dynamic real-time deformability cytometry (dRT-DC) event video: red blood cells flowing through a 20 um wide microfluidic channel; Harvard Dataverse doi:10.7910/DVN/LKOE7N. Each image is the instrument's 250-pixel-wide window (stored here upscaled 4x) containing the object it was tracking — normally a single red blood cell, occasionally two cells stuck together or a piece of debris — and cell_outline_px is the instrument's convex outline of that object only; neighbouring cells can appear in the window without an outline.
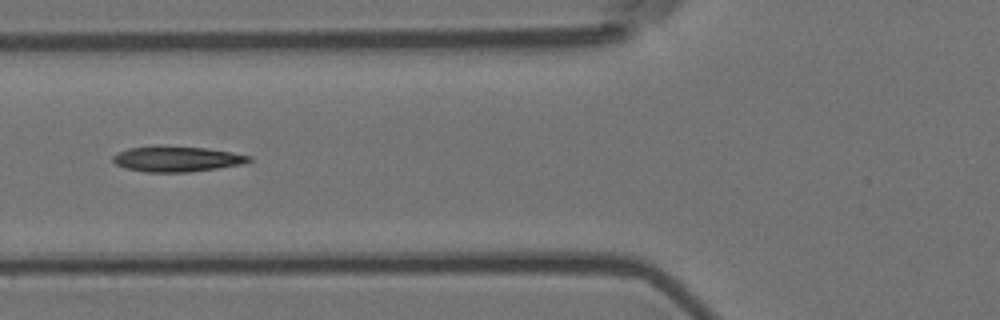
{"species": "Egyptian fruit bat (a non-hibernating species)", "species_latin": "Rousettus aegyptiacus", "temperature_condition": "room temperature", "stored_images_in_passage": 9, "camera_frame_rate_fps": 3000, "um_per_image_px": 0.085, "animal": {"sex": "female"}, "frame": {"image": 1, "passage_image": 6, "time_ms": 1.667, "image_size_px": [1000, 320], "cell_outline_px": [[252, 160], [240, 164], [216, 168], [188, 172], [144, 172], [124, 168], [116, 164], [112, 160], [112, 156], [128, 148], [204, 148], [252, 156]], "centroid_in_image_um": [15.01, 13.55], "position_along_channel_um": 110.8, "area_um2": 19.19}}
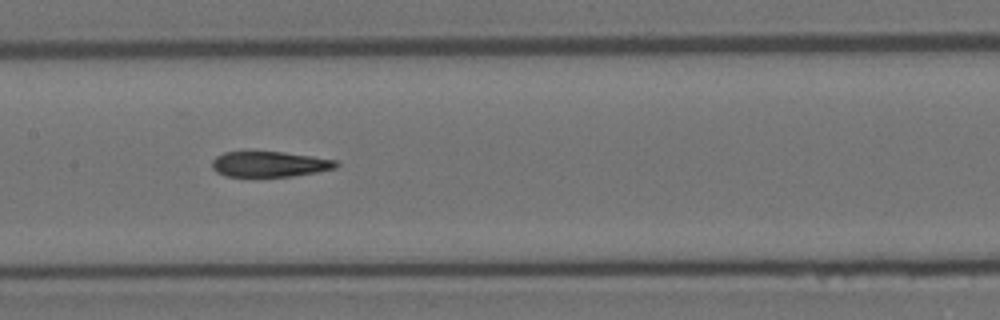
{"frame": {"image": 2, "passage_image": 8, "time_ms": 2.333, "image_size_px": [1000, 320], "cell_outline_px": [[340, 164], [336, 168], [316, 172], [292, 176], [224, 176], [216, 172], [212, 168], [212, 160], [216, 156], [224, 152], [284, 152], [312, 156], [336, 160]], "centroid_in_image_um": [22.91, 13.95], "position_along_channel_um": 184.5, "area_um2": 18.38}}
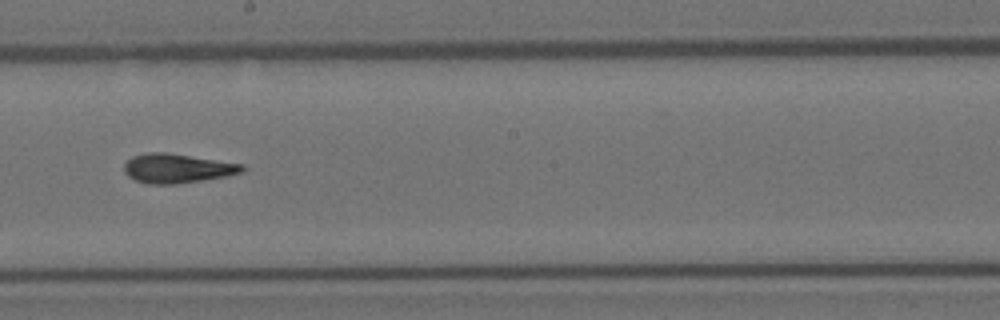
{"frame": {"image": 3, "passage_image": 9, "time_ms": 2.667, "image_size_px": [1000, 320], "cell_outline_px": [[248, 168], [244, 172], [228, 176], [176, 184], [148, 184], [136, 180], [128, 176], [124, 172], [124, 164], [132, 156], [148, 152], [168, 152], [244, 164]], "centroid_in_image_um": [15.11, 14.3], "position_along_channel_um": 233.1, "area_um2": 20.4}}